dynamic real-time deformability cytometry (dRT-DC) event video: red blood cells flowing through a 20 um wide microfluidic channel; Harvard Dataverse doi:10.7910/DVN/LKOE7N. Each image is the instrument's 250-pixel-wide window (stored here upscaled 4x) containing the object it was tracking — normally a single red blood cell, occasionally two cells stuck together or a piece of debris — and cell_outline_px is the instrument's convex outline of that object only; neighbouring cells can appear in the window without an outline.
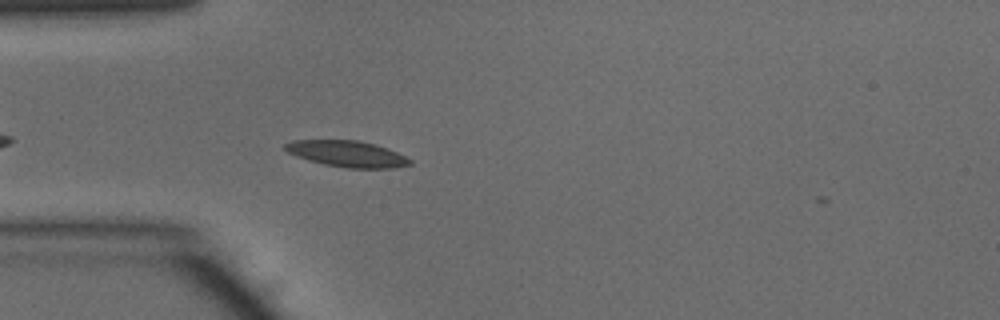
{"species": "common noctule bat (a hibernating species)", "species_latin": "Nyctalus noctula", "temperature_condition": "warm", "stored_images_in_passage": 7, "camera_frame_rate_fps": 3000, "um_per_image_px": 0.085, "animal": {"sex": "male", "body_mass_g": 15.6}, "frame": {"image": 1, "passage_image": 4, "time_ms": 1.0, "image_size_px": [1000, 320], "cell_outline_px": [[412, 164], [392, 168], [348, 168], [324, 164], [308, 160], [296, 156], [288, 152], [284, 148], [284, 144], [292, 140], [356, 140], [376, 144], [396, 152], [412, 160]], "centroid_in_image_um": [29.49, 13.07], "position_along_channel_um": 55.5, "area_um2": 18.96}}